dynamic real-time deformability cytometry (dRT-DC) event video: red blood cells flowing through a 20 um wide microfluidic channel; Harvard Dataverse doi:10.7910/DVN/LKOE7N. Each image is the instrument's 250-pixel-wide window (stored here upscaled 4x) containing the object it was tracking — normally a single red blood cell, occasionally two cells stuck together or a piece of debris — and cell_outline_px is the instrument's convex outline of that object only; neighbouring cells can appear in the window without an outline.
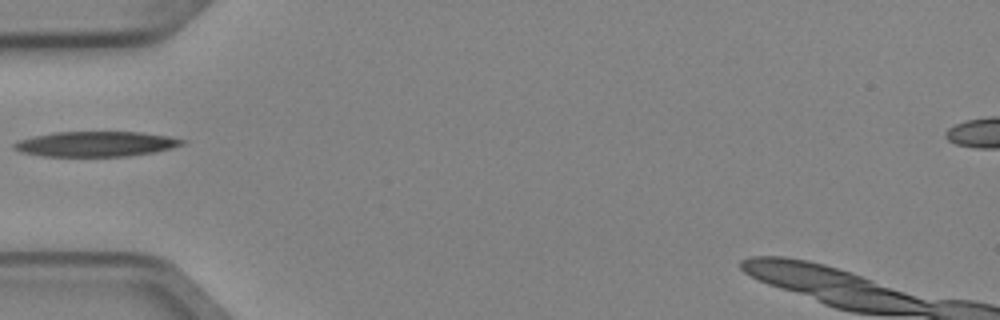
{"species": "Egyptian fruit bat (a non-hibernating species)", "species_latin": "Rousettus aegyptiacus", "temperature_condition": "cold", "stored_images_in_passage": 3, "camera_frame_rate_fps": 3000, "um_per_image_px": 0.085, "animal": {"sex": "female"}, "frame": {"image": 1, "passage_image": 3, "time_ms": 0.667, "image_size_px": [1000, 320], "cell_outline_px": [[188, 140], [184, 144], [172, 148], [156, 152], [128, 156], [44, 156], [20, 152], [12, 148], [12, 144], [20, 140], [36, 136], [56, 132], [140, 132], [168, 136]], "centroid_in_image_um": [8.19, 12.24], "position_along_channel_um": 76.8, "area_um2": 24.62}}